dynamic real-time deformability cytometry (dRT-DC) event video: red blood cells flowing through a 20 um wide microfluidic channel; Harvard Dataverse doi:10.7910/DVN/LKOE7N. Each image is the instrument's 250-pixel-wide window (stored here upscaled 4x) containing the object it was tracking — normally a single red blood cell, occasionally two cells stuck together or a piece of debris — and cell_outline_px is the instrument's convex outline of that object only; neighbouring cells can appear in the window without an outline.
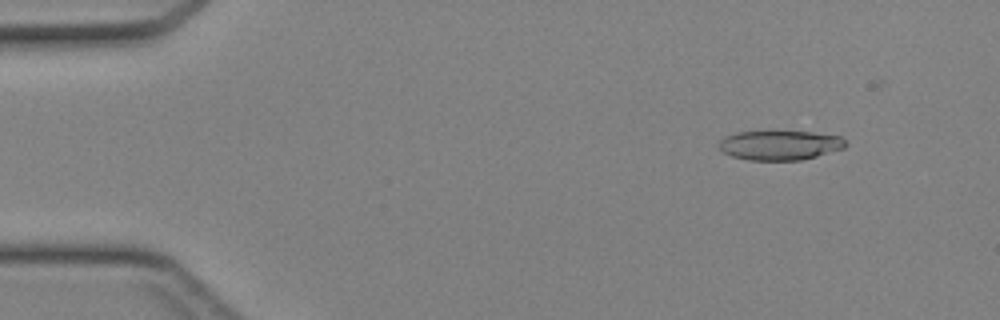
{"species": "Egyptian fruit bat (a non-hibernating species)", "species_latin": "Rousettus aegyptiacus", "temperature_condition": "cold", "stored_images_in_passage": 45, "camera_frame_rate_fps": 3000, "um_per_image_px": 0.085, "animal": {"sex": "female"}, "frame": {"image": 1, "passage_image": 5, "time_ms": 1.333, "image_size_px": [1000, 320], "cell_outline_px": [[848, 144], [844, 148], [816, 156], [800, 160], [748, 160], [732, 156], [724, 152], [720, 148], [720, 140], [724, 136], [736, 132], [812, 132], [840, 136]], "centroid_in_image_um": [66.29, 12.34], "position_along_channel_um": 18.7, "area_um2": 21.56}}
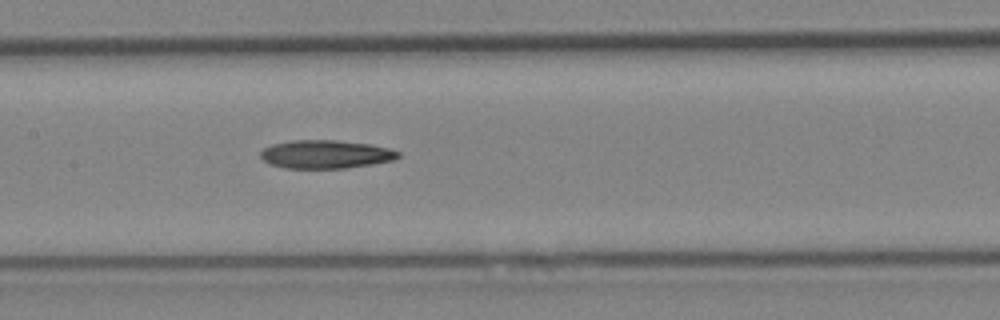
{"frame": {"image": 2, "passage_image": 22, "time_ms": 7.0, "image_size_px": [1000, 320], "cell_outline_px": [[400, 156], [392, 160], [372, 164], [344, 168], [284, 168], [268, 164], [260, 156], [260, 152], [264, 148], [272, 144], [292, 140], [336, 140], [368, 144], [388, 148], [400, 152]], "centroid_in_image_um": [27.64, 13.11], "position_along_channel_um": 179.8, "area_um2": 22.66}}
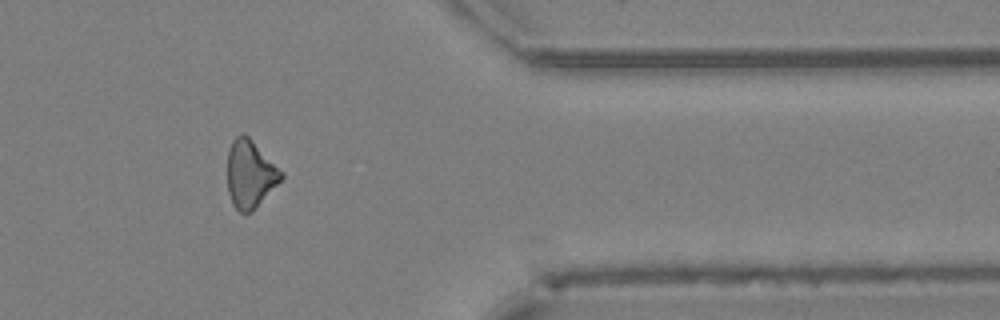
{"frame": {"image": 3, "passage_image": 37, "time_ms": 12.0, "image_size_px": [1000, 320], "cell_outline_px": [[284, 176], [256, 208], [252, 212], [240, 212], [232, 204], [228, 192], [228, 152], [232, 140], [236, 136], [244, 132], [284, 172]], "centroid_in_image_um": [21.26, 14.79], "position_along_channel_um": 390.1, "area_um2": 21.15}}